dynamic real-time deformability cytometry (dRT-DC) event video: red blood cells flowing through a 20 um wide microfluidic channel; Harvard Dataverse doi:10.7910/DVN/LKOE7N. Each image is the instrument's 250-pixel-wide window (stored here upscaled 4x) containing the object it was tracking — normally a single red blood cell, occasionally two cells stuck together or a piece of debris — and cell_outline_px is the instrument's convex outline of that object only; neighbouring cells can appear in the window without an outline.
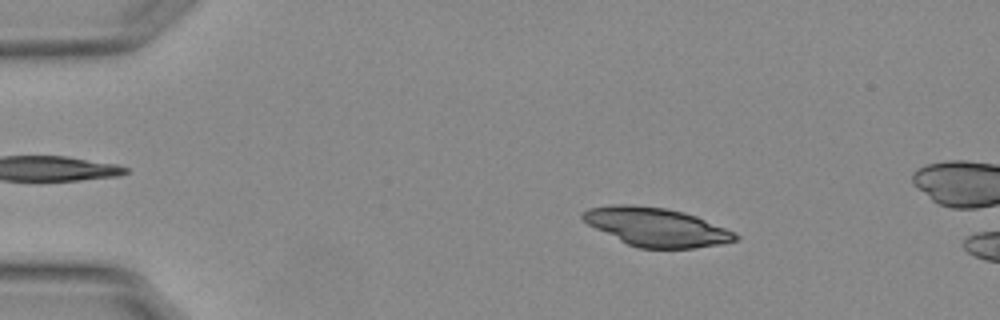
{"species": "Egyptian fruit bat (a non-hibernating species)", "species_latin": "Rousettus aegyptiacus", "temperature_condition": "warm", "stored_images_in_passage": 54, "camera_frame_rate_fps": 3000, "um_per_image_px": 0.085, "animal": {"sex": "female"}, "frame": {"image": 1, "passage_image": 9, "time_ms": 2.667, "image_size_px": [1000, 320], "cell_outline_px": [[740, 240], [720, 244], [692, 248], [640, 248], [628, 244], [588, 224], [580, 216], [580, 212], [588, 208], [612, 204], [632, 204], [664, 208], [684, 212], [696, 216], [736, 232], [740, 236]], "centroid_in_image_um": [55.8, 19.28], "position_along_channel_um": 29.2, "area_um2": 34.22}}